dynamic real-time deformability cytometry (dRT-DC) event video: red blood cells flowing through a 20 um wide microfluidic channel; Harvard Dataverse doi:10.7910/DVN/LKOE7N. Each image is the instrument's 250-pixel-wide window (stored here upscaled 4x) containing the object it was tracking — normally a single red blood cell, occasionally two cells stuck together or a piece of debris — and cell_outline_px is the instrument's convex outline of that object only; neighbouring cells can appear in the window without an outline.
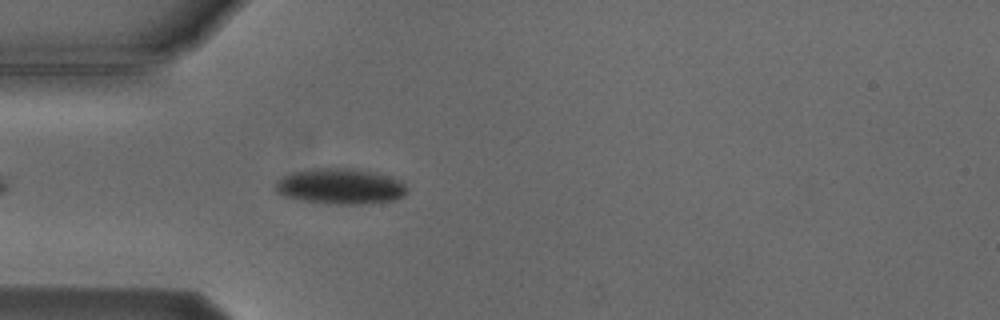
{"species": "Egyptian fruit bat (a non-hibernating species)", "species_latin": "Rousettus aegyptiacus", "temperature_condition": "cold", "stored_images_in_passage": 4, "camera_frame_rate_fps": 3000, "um_per_image_px": 0.085, "animal": {"sex": "male"}, "frame": {"image": 1, "passage_image": 4, "time_ms": 4.333, "image_size_px": [1000, 320], "cell_outline_px": [[404, 196], [396, 200], [360, 204], [328, 204], [300, 200], [284, 196], [276, 192], [276, 180], [292, 172], [312, 168], [352, 168], [376, 172], [400, 180], [404, 184]], "centroid_in_image_um": [28.89, 15.84], "position_along_channel_um": 56.1, "area_um2": 27.4}}